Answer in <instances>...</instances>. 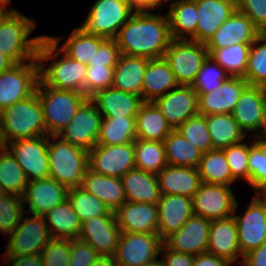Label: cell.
I'll list each match as a JSON object with an SVG mask.
<instances>
[{"label": "cell", "mask_w": 266, "mask_h": 266, "mask_svg": "<svg viewBox=\"0 0 266 266\" xmlns=\"http://www.w3.org/2000/svg\"><path fill=\"white\" fill-rule=\"evenodd\" d=\"M115 40L121 54L156 59L164 57L173 38L167 15L155 10L134 12Z\"/></svg>", "instance_id": "6da1fadb"}, {"label": "cell", "mask_w": 266, "mask_h": 266, "mask_svg": "<svg viewBox=\"0 0 266 266\" xmlns=\"http://www.w3.org/2000/svg\"><path fill=\"white\" fill-rule=\"evenodd\" d=\"M36 58L41 84L59 90L84 93L87 65L66 56L47 35L38 46Z\"/></svg>", "instance_id": "7a4b0ae2"}, {"label": "cell", "mask_w": 266, "mask_h": 266, "mask_svg": "<svg viewBox=\"0 0 266 266\" xmlns=\"http://www.w3.org/2000/svg\"><path fill=\"white\" fill-rule=\"evenodd\" d=\"M36 24L16 8L0 15V51L16 63L37 60L38 46L45 35L29 38Z\"/></svg>", "instance_id": "3957f363"}, {"label": "cell", "mask_w": 266, "mask_h": 266, "mask_svg": "<svg viewBox=\"0 0 266 266\" xmlns=\"http://www.w3.org/2000/svg\"><path fill=\"white\" fill-rule=\"evenodd\" d=\"M50 178L67 189L81 187L89 169L88 151L64 141L58 135H48Z\"/></svg>", "instance_id": "277c9868"}, {"label": "cell", "mask_w": 266, "mask_h": 266, "mask_svg": "<svg viewBox=\"0 0 266 266\" xmlns=\"http://www.w3.org/2000/svg\"><path fill=\"white\" fill-rule=\"evenodd\" d=\"M0 116L6 145L20 139L47 135L37 92L4 109Z\"/></svg>", "instance_id": "5b68a950"}, {"label": "cell", "mask_w": 266, "mask_h": 266, "mask_svg": "<svg viewBox=\"0 0 266 266\" xmlns=\"http://www.w3.org/2000/svg\"><path fill=\"white\" fill-rule=\"evenodd\" d=\"M36 92L43 109L47 135H58L88 98L82 92L59 90L40 82Z\"/></svg>", "instance_id": "8992f818"}, {"label": "cell", "mask_w": 266, "mask_h": 266, "mask_svg": "<svg viewBox=\"0 0 266 266\" xmlns=\"http://www.w3.org/2000/svg\"><path fill=\"white\" fill-rule=\"evenodd\" d=\"M134 12L125 0H94L78 28L85 34L115 39Z\"/></svg>", "instance_id": "52a82bcc"}, {"label": "cell", "mask_w": 266, "mask_h": 266, "mask_svg": "<svg viewBox=\"0 0 266 266\" xmlns=\"http://www.w3.org/2000/svg\"><path fill=\"white\" fill-rule=\"evenodd\" d=\"M237 200L233 217L237 225L238 243L241 256L259 248L266 242V196L254 193L243 214Z\"/></svg>", "instance_id": "ba28073f"}, {"label": "cell", "mask_w": 266, "mask_h": 266, "mask_svg": "<svg viewBox=\"0 0 266 266\" xmlns=\"http://www.w3.org/2000/svg\"><path fill=\"white\" fill-rule=\"evenodd\" d=\"M208 56L205 43L173 39L163 58L174 73L176 82L191 86Z\"/></svg>", "instance_id": "9c48e42d"}, {"label": "cell", "mask_w": 266, "mask_h": 266, "mask_svg": "<svg viewBox=\"0 0 266 266\" xmlns=\"http://www.w3.org/2000/svg\"><path fill=\"white\" fill-rule=\"evenodd\" d=\"M30 215L25 212L16 228L6 237L8 243L2 256L38 254L51 241L45 217Z\"/></svg>", "instance_id": "30bf717a"}, {"label": "cell", "mask_w": 266, "mask_h": 266, "mask_svg": "<svg viewBox=\"0 0 266 266\" xmlns=\"http://www.w3.org/2000/svg\"><path fill=\"white\" fill-rule=\"evenodd\" d=\"M37 60L15 64L0 74V112L14 103L31 97L39 83Z\"/></svg>", "instance_id": "8fae6325"}, {"label": "cell", "mask_w": 266, "mask_h": 266, "mask_svg": "<svg viewBox=\"0 0 266 266\" xmlns=\"http://www.w3.org/2000/svg\"><path fill=\"white\" fill-rule=\"evenodd\" d=\"M163 239L157 233H131L121 231L114 257L119 266H146L156 260Z\"/></svg>", "instance_id": "7c38bea8"}, {"label": "cell", "mask_w": 266, "mask_h": 266, "mask_svg": "<svg viewBox=\"0 0 266 266\" xmlns=\"http://www.w3.org/2000/svg\"><path fill=\"white\" fill-rule=\"evenodd\" d=\"M232 186L202 182L192 197L193 215L209 220L233 216L237 197Z\"/></svg>", "instance_id": "4fadbf2b"}, {"label": "cell", "mask_w": 266, "mask_h": 266, "mask_svg": "<svg viewBox=\"0 0 266 266\" xmlns=\"http://www.w3.org/2000/svg\"><path fill=\"white\" fill-rule=\"evenodd\" d=\"M6 148L17 159L28 182L50 177L48 135L12 141Z\"/></svg>", "instance_id": "5bb4252c"}, {"label": "cell", "mask_w": 266, "mask_h": 266, "mask_svg": "<svg viewBox=\"0 0 266 266\" xmlns=\"http://www.w3.org/2000/svg\"><path fill=\"white\" fill-rule=\"evenodd\" d=\"M134 142L120 145H95L88 151L89 170L121 178L135 167Z\"/></svg>", "instance_id": "9a60e30c"}, {"label": "cell", "mask_w": 266, "mask_h": 266, "mask_svg": "<svg viewBox=\"0 0 266 266\" xmlns=\"http://www.w3.org/2000/svg\"><path fill=\"white\" fill-rule=\"evenodd\" d=\"M101 120L102 114L90 98H87L58 136L72 145L89 151L97 145Z\"/></svg>", "instance_id": "2e32d148"}, {"label": "cell", "mask_w": 266, "mask_h": 266, "mask_svg": "<svg viewBox=\"0 0 266 266\" xmlns=\"http://www.w3.org/2000/svg\"><path fill=\"white\" fill-rule=\"evenodd\" d=\"M266 92L264 87L248 85L239 97L232 116L248 137L258 138L262 132Z\"/></svg>", "instance_id": "e0dca14e"}, {"label": "cell", "mask_w": 266, "mask_h": 266, "mask_svg": "<svg viewBox=\"0 0 266 266\" xmlns=\"http://www.w3.org/2000/svg\"><path fill=\"white\" fill-rule=\"evenodd\" d=\"M211 220L192 215L176 232L163 240V244L175 252L192 256L206 253Z\"/></svg>", "instance_id": "ac0fdd59"}, {"label": "cell", "mask_w": 266, "mask_h": 266, "mask_svg": "<svg viewBox=\"0 0 266 266\" xmlns=\"http://www.w3.org/2000/svg\"><path fill=\"white\" fill-rule=\"evenodd\" d=\"M172 129H177L198 112V94L192 86L179 85L153 101Z\"/></svg>", "instance_id": "d6986e66"}, {"label": "cell", "mask_w": 266, "mask_h": 266, "mask_svg": "<svg viewBox=\"0 0 266 266\" xmlns=\"http://www.w3.org/2000/svg\"><path fill=\"white\" fill-rule=\"evenodd\" d=\"M120 234L116 216L102 215L82 222L79 239L91 245L100 256H114Z\"/></svg>", "instance_id": "ffe728a7"}, {"label": "cell", "mask_w": 266, "mask_h": 266, "mask_svg": "<svg viewBox=\"0 0 266 266\" xmlns=\"http://www.w3.org/2000/svg\"><path fill=\"white\" fill-rule=\"evenodd\" d=\"M67 192L65 186L50 177L30 181L22 195L24 208L28 207L25 212L44 216L67 199Z\"/></svg>", "instance_id": "44dd1931"}, {"label": "cell", "mask_w": 266, "mask_h": 266, "mask_svg": "<svg viewBox=\"0 0 266 266\" xmlns=\"http://www.w3.org/2000/svg\"><path fill=\"white\" fill-rule=\"evenodd\" d=\"M249 83L243 77L230 76L220 87L198 94V112L201 115L231 114L239 97Z\"/></svg>", "instance_id": "7402d4cb"}, {"label": "cell", "mask_w": 266, "mask_h": 266, "mask_svg": "<svg viewBox=\"0 0 266 266\" xmlns=\"http://www.w3.org/2000/svg\"><path fill=\"white\" fill-rule=\"evenodd\" d=\"M115 216L123 232L158 234V204L125 202Z\"/></svg>", "instance_id": "603a6c76"}, {"label": "cell", "mask_w": 266, "mask_h": 266, "mask_svg": "<svg viewBox=\"0 0 266 266\" xmlns=\"http://www.w3.org/2000/svg\"><path fill=\"white\" fill-rule=\"evenodd\" d=\"M261 32L242 12L236 11L206 43L207 49H222L234 44L253 43Z\"/></svg>", "instance_id": "cb8c5ba5"}, {"label": "cell", "mask_w": 266, "mask_h": 266, "mask_svg": "<svg viewBox=\"0 0 266 266\" xmlns=\"http://www.w3.org/2000/svg\"><path fill=\"white\" fill-rule=\"evenodd\" d=\"M207 252L227 259L232 264L236 261L238 266L241 264L243 257L240 253L237 225L233 216L226 219L211 220Z\"/></svg>", "instance_id": "d4e9b609"}, {"label": "cell", "mask_w": 266, "mask_h": 266, "mask_svg": "<svg viewBox=\"0 0 266 266\" xmlns=\"http://www.w3.org/2000/svg\"><path fill=\"white\" fill-rule=\"evenodd\" d=\"M193 215L192 198L182 195H161L158 201V234L164 240L178 231Z\"/></svg>", "instance_id": "484cf974"}, {"label": "cell", "mask_w": 266, "mask_h": 266, "mask_svg": "<svg viewBox=\"0 0 266 266\" xmlns=\"http://www.w3.org/2000/svg\"><path fill=\"white\" fill-rule=\"evenodd\" d=\"M196 4V42L205 44L237 9L236 0H197Z\"/></svg>", "instance_id": "4316f807"}, {"label": "cell", "mask_w": 266, "mask_h": 266, "mask_svg": "<svg viewBox=\"0 0 266 266\" xmlns=\"http://www.w3.org/2000/svg\"><path fill=\"white\" fill-rule=\"evenodd\" d=\"M90 100L95 104L102 117H136L144 102L141 96L108 87L94 93Z\"/></svg>", "instance_id": "83f0119b"}, {"label": "cell", "mask_w": 266, "mask_h": 266, "mask_svg": "<svg viewBox=\"0 0 266 266\" xmlns=\"http://www.w3.org/2000/svg\"><path fill=\"white\" fill-rule=\"evenodd\" d=\"M161 195H182L192 198L202 183L198 168L167 165L158 174Z\"/></svg>", "instance_id": "f1b7e54d"}, {"label": "cell", "mask_w": 266, "mask_h": 266, "mask_svg": "<svg viewBox=\"0 0 266 266\" xmlns=\"http://www.w3.org/2000/svg\"><path fill=\"white\" fill-rule=\"evenodd\" d=\"M165 4L168 8L166 15L172 38L196 41L199 16L196 1L165 0Z\"/></svg>", "instance_id": "f546056e"}, {"label": "cell", "mask_w": 266, "mask_h": 266, "mask_svg": "<svg viewBox=\"0 0 266 266\" xmlns=\"http://www.w3.org/2000/svg\"><path fill=\"white\" fill-rule=\"evenodd\" d=\"M81 187L104 202L112 212L126 202L121 178L106 176L88 169L83 176Z\"/></svg>", "instance_id": "4dcf8cb0"}, {"label": "cell", "mask_w": 266, "mask_h": 266, "mask_svg": "<svg viewBox=\"0 0 266 266\" xmlns=\"http://www.w3.org/2000/svg\"><path fill=\"white\" fill-rule=\"evenodd\" d=\"M149 59L120 54L114 67L112 87L142 97L144 73Z\"/></svg>", "instance_id": "1f68e13d"}, {"label": "cell", "mask_w": 266, "mask_h": 266, "mask_svg": "<svg viewBox=\"0 0 266 266\" xmlns=\"http://www.w3.org/2000/svg\"><path fill=\"white\" fill-rule=\"evenodd\" d=\"M126 202L158 204L161 193L157 175L137 168L121 177Z\"/></svg>", "instance_id": "d6a6232c"}, {"label": "cell", "mask_w": 266, "mask_h": 266, "mask_svg": "<svg viewBox=\"0 0 266 266\" xmlns=\"http://www.w3.org/2000/svg\"><path fill=\"white\" fill-rule=\"evenodd\" d=\"M179 86L164 58L149 59L142 84L143 101H154Z\"/></svg>", "instance_id": "836d02e7"}, {"label": "cell", "mask_w": 266, "mask_h": 266, "mask_svg": "<svg viewBox=\"0 0 266 266\" xmlns=\"http://www.w3.org/2000/svg\"><path fill=\"white\" fill-rule=\"evenodd\" d=\"M135 118L136 139L163 142L173 130L153 101H144Z\"/></svg>", "instance_id": "e575fe53"}, {"label": "cell", "mask_w": 266, "mask_h": 266, "mask_svg": "<svg viewBox=\"0 0 266 266\" xmlns=\"http://www.w3.org/2000/svg\"><path fill=\"white\" fill-rule=\"evenodd\" d=\"M44 217L52 238L79 239L82 222L68 198L51 209Z\"/></svg>", "instance_id": "d590c367"}, {"label": "cell", "mask_w": 266, "mask_h": 266, "mask_svg": "<svg viewBox=\"0 0 266 266\" xmlns=\"http://www.w3.org/2000/svg\"><path fill=\"white\" fill-rule=\"evenodd\" d=\"M47 37L54 42L66 56L84 65H88L89 61L93 59L95 51L99 48V44L105 39L101 36L85 34L78 27L72 30L68 39L65 40L61 47H59V43L63 36L56 37L47 35Z\"/></svg>", "instance_id": "8d00e7d4"}, {"label": "cell", "mask_w": 266, "mask_h": 266, "mask_svg": "<svg viewBox=\"0 0 266 266\" xmlns=\"http://www.w3.org/2000/svg\"><path fill=\"white\" fill-rule=\"evenodd\" d=\"M206 124L213 149H224L247 138L232 114L207 115Z\"/></svg>", "instance_id": "74e56055"}, {"label": "cell", "mask_w": 266, "mask_h": 266, "mask_svg": "<svg viewBox=\"0 0 266 266\" xmlns=\"http://www.w3.org/2000/svg\"><path fill=\"white\" fill-rule=\"evenodd\" d=\"M168 165L198 168L203 152L173 129L163 141Z\"/></svg>", "instance_id": "f35d334b"}, {"label": "cell", "mask_w": 266, "mask_h": 266, "mask_svg": "<svg viewBox=\"0 0 266 266\" xmlns=\"http://www.w3.org/2000/svg\"><path fill=\"white\" fill-rule=\"evenodd\" d=\"M136 140L135 117H102L98 145H120Z\"/></svg>", "instance_id": "ab89813d"}, {"label": "cell", "mask_w": 266, "mask_h": 266, "mask_svg": "<svg viewBox=\"0 0 266 266\" xmlns=\"http://www.w3.org/2000/svg\"><path fill=\"white\" fill-rule=\"evenodd\" d=\"M198 171L204 183L226 186H232L236 183L230 172L223 149H212L203 153Z\"/></svg>", "instance_id": "60d3db41"}, {"label": "cell", "mask_w": 266, "mask_h": 266, "mask_svg": "<svg viewBox=\"0 0 266 266\" xmlns=\"http://www.w3.org/2000/svg\"><path fill=\"white\" fill-rule=\"evenodd\" d=\"M251 45L252 43H237L222 49H208V52L209 56L230 76L244 78Z\"/></svg>", "instance_id": "b9f144b4"}, {"label": "cell", "mask_w": 266, "mask_h": 266, "mask_svg": "<svg viewBox=\"0 0 266 266\" xmlns=\"http://www.w3.org/2000/svg\"><path fill=\"white\" fill-rule=\"evenodd\" d=\"M28 179L17 159L7 149L0 150V187L4 193L22 196Z\"/></svg>", "instance_id": "7bdbcfd3"}, {"label": "cell", "mask_w": 266, "mask_h": 266, "mask_svg": "<svg viewBox=\"0 0 266 266\" xmlns=\"http://www.w3.org/2000/svg\"><path fill=\"white\" fill-rule=\"evenodd\" d=\"M135 167L157 175L168 164L163 142L136 139Z\"/></svg>", "instance_id": "ee69618b"}, {"label": "cell", "mask_w": 266, "mask_h": 266, "mask_svg": "<svg viewBox=\"0 0 266 266\" xmlns=\"http://www.w3.org/2000/svg\"><path fill=\"white\" fill-rule=\"evenodd\" d=\"M67 198L81 222L102 215H115L107 205L82 187L68 189Z\"/></svg>", "instance_id": "f6af8a7d"}, {"label": "cell", "mask_w": 266, "mask_h": 266, "mask_svg": "<svg viewBox=\"0 0 266 266\" xmlns=\"http://www.w3.org/2000/svg\"><path fill=\"white\" fill-rule=\"evenodd\" d=\"M246 140L249 142L250 182L248 187L255 190V193L262 194L266 190V144L253 137Z\"/></svg>", "instance_id": "bcb514c9"}, {"label": "cell", "mask_w": 266, "mask_h": 266, "mask_svg": "<svg viewBox=\"0 0 266 266\" xmlns=\"http://www.w3.org/2000/svg\"><path fill=\"white\" fill-rule=\"evenodd\" d=\"M244 79L249 85L266 86V33L252 43Z\"/></svg>", "instance_id": "7dc6e473"}, {"label": "cell", "mask_w": 266, "mask_h": 266, "mask_svg": "<svg viewBox=\"0 0 266 266\" xmlns=\"http://www.w3.org/2000/svg\"><path fill=\"white\" fill-rule=\"evenodd\" d=\"M25 213L22 196L4 193L0 196V234L7 237Z\"/></svg>", "instance_id": "c3c4849f"}, {"label": "cell", "mask_w": 266, "mask_h": 266, "mask_svg": "<svg viewBox=\"0 0 266 266\" xmlns=\"http://www.w3.org/2000/svg\"><path fill=\"white\" fill-rule=\"evenodd\" d=\"M229 77L230 75L208 56L191 86L197 94H204L219 88Z\"/></svg>", "instance_id": "681fc988"}, {"label": "cell", "mask_w": 266, "mask_h": 266, "mask_svg": "<svg viewBox=\"0 0 266 266\" xmlns=\"http://www.w3.org/2000/svg\"><path fill=\"white\" fill-rule=\"evenodd\" d=\"M177 130L187 141L195 145L203 153L213 149L206 124V116L198 114L190 117Z\"/></svg>", "instance_id": "f907efd6"}, {"label": "cell", "mask_w": 266, "mask_h": 266, "mask_svg": "<svg viewBox=\"0 0 266 266\" xmlns=\"http://www.w3.org/2000/svg\"><path fill=\"white\" fill-rule=\"evenodd\" d=\"M225 158L230 167L232 177L238 182L245 180V184L250 182L248 157L249 143L244 140L241 143L223 149Z\"/></svg>", "instance_id": "816d5d0a"}, {"label": "cell", "mask_w": 266, "mask_h": 266, "mask_svg": "<svg viewBox=\"0 0 266 266\" xmlns=\"http://www.w3.org/2000/svg\"><path fill=\"white\" fill-rule=\"evenodd\" d=\"M114 67L87 65L84 81V94L89 98L99 90L112 87Z\"/></svg>", "instance_id": "f5cc1de1"}, {"label": "cell", "mask_w": 266, "mask_h": 266, "mask_svg": "<svg viewBox=\"0 0 266 266\" xmlns=\"http://www.w3.org/2000/svg\"><path fill=\"white\" fill-rule=\"evenodd\" d=\"M42 266H69L71 240L52 238L40 253Z\"/></svg>", "instance_id": "db71d44e"}, {"label": "cell", "mask_w": 266, "mask_h": 266, "mask_svg": "<svg viewBox=\"0 0 266 266\" xmlns=\"http://www.w3.org/2000/svg\"><path fill=\"white\" fill-rule=\"evenodd\" d=\"M236 6L261 33H266V0H236Z\"/></svg>", "instance_id": "11a10c76"}, {"label": "cell", "mask_w": 266, "mask_h": 266, "mask_svg": "<svg viewBox=\"0 0 266 266\" xmlns=\"http://www.w3.org/2000/svg\"><path fill=\"white\" fill-rule=\"evenodd\" d=\"M100 255L81 239L71 240V260L69 266H91Z\"/></svg>", "instance_id": "9f6ffc18"}, {"label": "cell", "mask_w": 266, "mask_h": 266, "mask_svg": "<svg viewBox=\"0 0 266 266\" xmlns=\"http://www.w3.org/2000/svg\"><path fill=\"white\" fill-rule=\"evenodd\" d=\"M120 50L115 39H104L100 44L93 59L88 65H106L115 67L120 56Z\"/></svg>", "instance_id": "6f0895ef"}, {"label": "cell", "mask_w": 266, "mask_h": 266, "mask_svg": "<svg viewBox=\"0 0 266 266\" xmlns=\"http://www.w3.org/2000/svg\"><path fill=\"white\" fill-rule=\"evenodd\" d=\"M164 266H194V256L175 252L168 249L164 244L161 248Z\"/></svg>", "instance_id": "680465c9"}, {"label": "cell", "mask_w": 266, "mask_h": 266, "mask_svg": "<svg viewBox=\"0 0 266 266\" xmlns=\"http://www.w3.org/2000/svg\"><path fill=\"white\" fill-rule=\"evenodd\" d=\"M4 259V265L9 266H42V258L40 253L38 254H26L23 256H2Z\"/></svg>", "instance_id": "91938a15"}, {"label": "cell", "mask_w": 266, "mask_h": 266, "mask_svg": "<svg viewBox=\"0 0 266 266\" xmlns=\"http://www.w3.org/2000/svg\"><path fill=\"white\" fill-rule=\"evenodd\" d=\"M239 266H266V242L243 256Z\"/></svg>", "instance_id": "94428289"}, {"label": "cell", "mask_w": 266, "mask_h": 266, "mask_svg": "<svg viewBox=\"0 0 266 266\" xmlns=\"http://www.w3.org/2000/svg\"><path fill=\"white\" fill-rule=\"evenodd\" d=\"M194 266H232V263L206 252L194 256Z\"/></svg>", "instance_id": "6125c7cd"}, {"label": "cell", "mask_w": 266, "mask_h": 266, "mask_svg": "<svg viewBox=\"0 0 266 266\" xmlns=\"http://www.w3.org/2000/svg\"><path fill=\"white\" fill-rule=\"evenodd\" d=\"M127 4L135 11H154L164 6L165 0H125Z\"/></svg>", "instance_id": "be15d7a7"}, {"label": "cell", "mask_w": 266, "mask_h": 266, "mask_svg": "<svg viewBox=\"0 0 266 266\" xmlns=\"http://www.w3.org/2000/svg\"><path fill=\"white\" fill-rule=\"evenodd\" d=\"M17 64L10 56L0 51V74Z\"/></svg>", "instance_id": "e7e4bbea"}, {"label": "cell", "mask_w": 266, "mask_h": 266, "mask_svg": "<svg viewBox=\"0 0 266 266\" xmlns=\"http://www.w3.org/2000/svg\"><path fill=\"white\" fill-rule=\"evenodd\" d=\"M91 266H119L114 256H100Z\"/></svg>", "instance_id": "03108f58"}, {"label": "cell", "mask_w": 266, "mask_h": 266, "mask_svg": "<svg viewBox=\"0 0 266 266\" xmlns=\"http://www.w3.org/2000/svg\"><path fill=\"white\" fill-rule=\"evenodd\" d=\"M10 3H12V0H0V15L9 13L14 9V7H8Z\"/></svg>", "instance_id": "003e7915"}, {"label": "cell", "mask_w": 266, "mask_h": 266, "mask_svg": "<svg viewBox=\"0 0 266 266\" xmlns=\"http://www.w3.org/2000/svg\"><path fill=\"white\" fill-rule=\"evenodd\" d=\"M257 139L266 144V102H265L263 128H262V132H261L260 136Z\"/></svg>", "instance_id": "a7ac6f4b"}, {"label": "cell", "mask_w": 266, "mask_h": 266, "mask_svg": "<svg viewBox=\"0 0 266 266\" xmlns=\"http://www.w3.org/2000/svg\"><path fill=\"white\" fill-rule=\"evenodd\" d=\"M6 148V142L3 135L2 123H1V116H0V150Z\"/></svg>", "instance_id": "89a4df30"}, {"label": "cell", "mask_w": 266, "mask_h": 266, "mask_svg": "<svg viewBox=\"0 0 266 266\" xmlns=\"http://www.w3.org/2000/svg\"><path fill=\"white\" fill-rule=\"evenodd\" d=\"M146 266H164V263H163L162 259L157 258L156 260L150 262Z\"/></svg>", "instance_id": "2644e50d"}, {"label": "cell", "mask_w": 266, "mask_h": 266, "mask_svg": "<svg viewBox=\"0 0 266 266\" xmlns=\"http://www.w3.org/2000/svg\"><path fill=\"white\" fill-rule=\"evenodd\" d=\"M4 194V192L2 191L1 187H0V196Z\"/></svg>", "instance_id": "8c879c8a"}]
</instances>
